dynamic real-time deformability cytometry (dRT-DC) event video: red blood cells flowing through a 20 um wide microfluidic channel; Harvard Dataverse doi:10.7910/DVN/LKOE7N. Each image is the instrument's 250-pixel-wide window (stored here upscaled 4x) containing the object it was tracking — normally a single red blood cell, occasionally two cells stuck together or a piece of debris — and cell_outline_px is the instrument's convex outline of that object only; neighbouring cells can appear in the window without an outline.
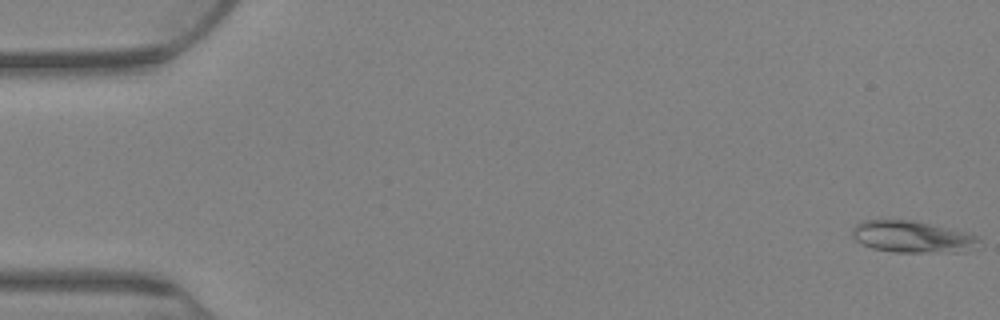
{"species": "Egyptian fruit bat (a non-hibernating species)", "species_latin": "Rousettus aegyptiacus", "temperature_condition": "warm", "stored_images_in_passage": 78, "camera_frame_rate_fps": 3000, "um_per_image_px": 0.085, "animal": {"sex": "female"}, "frame": {"image": 1, "passage_image": 1, "time_ms": 0.0, "image_size_px": [1000, 320], "cell_outline_px": [[980, 248], [964, 252], [892, 252], [872, 248], [856, 240], [852, 236], [852, 228], [856, 224], [864, 220], [912, 220], [976, 236], [980, 240]], "centroid_in_image_um": [77.54, 20.15], "position_along_channel_um": 7.5, "area_um2": 23.24}}
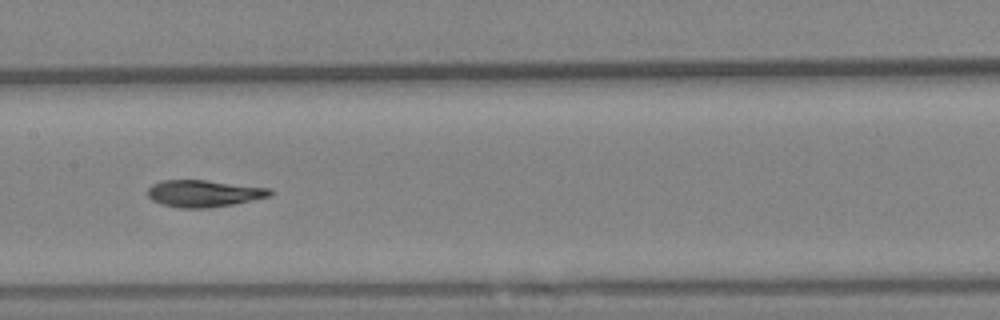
{"frame": {"image": 2, "passage_image": 40, "time_ms": 13.0, "image_size_px": [1000, 320], "cell_outline_px": [[272, 196], [232, 204], [208, 208], [180, 208], [160, 204], [152, 200], [148, 196], [148, 188], [152, 184], [160, 180], [208, 180], [272, 188]], "centroid_in_image_um": [17.33, 16.44], "position_along_channel_um": 190.1, "area_um2": 19.36}}
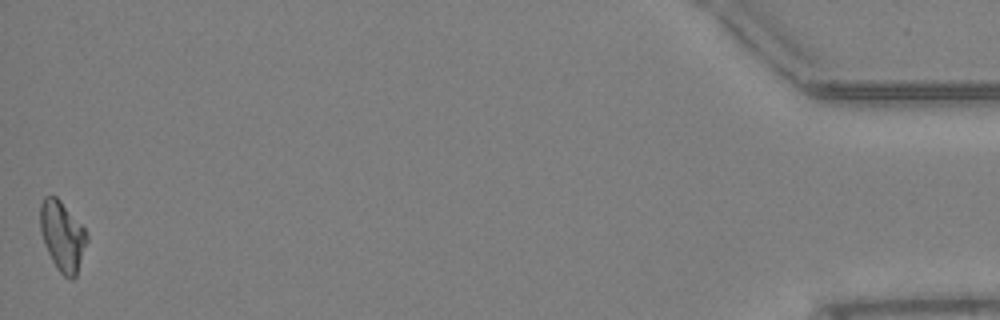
{"frame": {"image": 3, "passage_image": 78, "time_ms": 25.667, "image_size_px": [1000, 320], "cell_outline_px": [[88, 240], [76, 276], [72, 280], [68, 280], [60, 272], [52, 260], [44, 244], [40, 232], [40, 204], [44, 196], [56, 196], [60, 200], [84, 228], [88, 236]], "centroid_in_image_um": [5.3, 20.07], "position_along_channel_um": 429.9, "area_um2": 18.96}, "authors_computed_cell_mechanics": {"area_um2": 19.5364, "velocity_mm_per_s": 2.633, "shape_relaxation_time_tau1_ms": 10.1675, "shape_relaxation_time_tau2_ms": 5.6125, "deformation_change_tau1": 0.2223, "deformation_change_tau2": 0.1021}}